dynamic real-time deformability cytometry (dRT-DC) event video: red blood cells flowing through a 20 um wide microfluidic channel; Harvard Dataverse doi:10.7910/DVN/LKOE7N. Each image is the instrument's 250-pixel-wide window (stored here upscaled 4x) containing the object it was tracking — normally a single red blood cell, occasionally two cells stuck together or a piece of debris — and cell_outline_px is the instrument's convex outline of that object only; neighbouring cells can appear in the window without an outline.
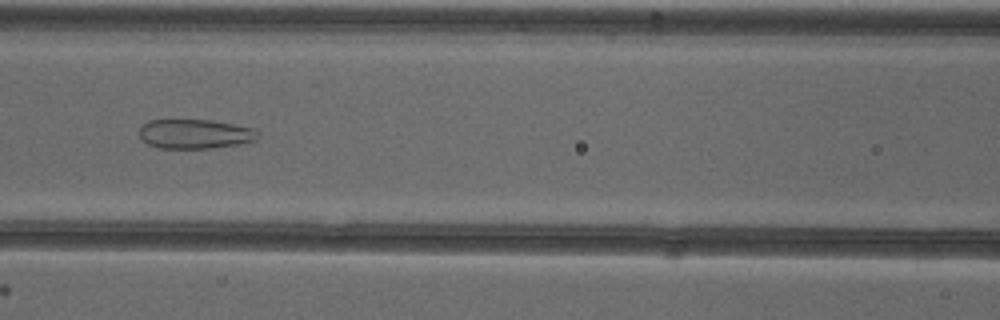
{"species": "common noctule bat (a hibernating species)", "species_latin": "Nyctalus noctula", "temperature_condition": "cold", "stored_images_in_passage": 43, "camera_frame_rate_fps": 3000, "um_per_image_px": 0.085, "animal": {"sex": "female"}, "frame": {"image": 1, "passage_image": 24, "time_ms": 7.667, "image_size_px": [1000, 320], "cell_outline_px": [[260, 136], [256, 140], [240, 144], [208, 148], [160, 148], [148, 144], [140, 136], [140, 124], [148, 120], [212, 120], [256, 128], [260, 132]], "centroid_in_image_um": [16.62, 11.37], "position_along_channel_um": 150.0, "area_um2": 20.52}}
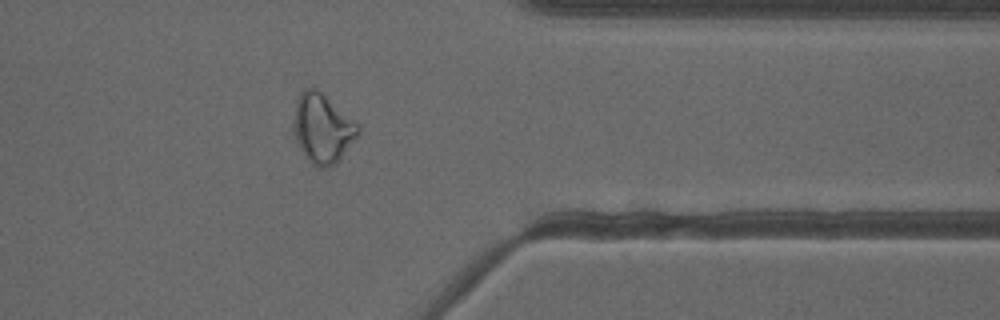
{"frame": {"image": 2, "passage_image": 43, "time_ms": 14.0, "image_size_px": [1000, 320], "cell_outline_px": [[360, 136], [336, 164], [324, 168], [320, 168], [312, 164], [296, 140], [292, 132], [292, 128], [296, 100], [300, 92], [304, 88], [312, 84], [360, 124]], "centroid_in_image_um": [27.44, 10.88], "position_along_channel_um": 384.0, "area_um2": 26.65}, "authors_computed_cell_mechanics": {"area_um2": 26.6458, "velocity_mm_per_s": 3.8568, "shape_relaxation_time_tau1_ms": null, "shape_relaxation_time_tau2_ms": 2.0677, "deformation_change_tau1": null, "deformation_change_tau2": 0.0857}}